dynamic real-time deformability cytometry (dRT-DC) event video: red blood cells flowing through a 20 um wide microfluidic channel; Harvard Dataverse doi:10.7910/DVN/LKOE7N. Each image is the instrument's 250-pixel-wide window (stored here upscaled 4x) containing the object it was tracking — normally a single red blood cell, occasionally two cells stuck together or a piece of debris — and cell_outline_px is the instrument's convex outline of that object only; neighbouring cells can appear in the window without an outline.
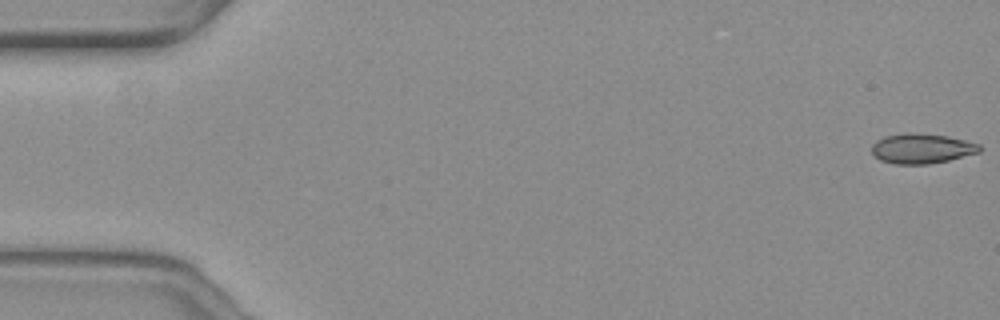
{"species": "common noctule bat (a hibernating species)", "species_latin": "Nyctalus noctula", "temperature_condition": "warm", "stored_images_in_passage": 11, "camera_frame_rate_fps": 3000, "um_per_image_px": 0.085, "animal": {"sex": "female", "body_mass_g": 19.3, "forearm_length_mm": 54.1}, "frame": {"image": 1, "passage_image": 1, "time_ms": 0.0, "image_size_px": [1000, 320], "cell_outline_px": [[980, 152], [948, 160], [928, 164], [896, 164], [880, 160], [872, 152], [872, 144], [876, 140], [884, 136], [904, 132], [912, 132], [948, 136], [980, 144]], "centroid_in_image_um": [78.32, 12.61], "position_along_channel_um": 6.7, "area_um2": 18.84}}